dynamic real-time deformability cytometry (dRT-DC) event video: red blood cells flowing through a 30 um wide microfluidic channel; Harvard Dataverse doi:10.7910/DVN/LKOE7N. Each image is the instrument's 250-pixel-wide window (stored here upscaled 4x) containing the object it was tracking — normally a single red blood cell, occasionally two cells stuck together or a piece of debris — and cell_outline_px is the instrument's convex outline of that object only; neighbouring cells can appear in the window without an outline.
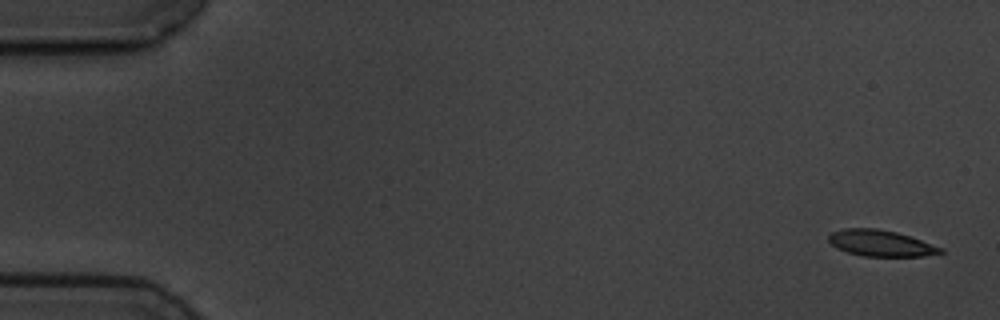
{"species": "common noctule bat (a hibernating species)", "species_latin": "Nyctalus noctula", "temperature_condition": "cold", "stored_images_in_passage": 5, "camera_frame_rate_fps": 3000, "um_per_image_px": 0.085, "animal": {"sex": "male", "body_mass_g": 19.5, "forearm_length_mm": 54.6}, "frame": {"image": 1, "passage_image": 1, "time_ms": 0.0, "image_size_px": [1000, 320], "cell_outline_px": [[944, 252], [924, 256], [864, 256], [848, 252], [836, 248], [828, 240], [828, 236], [832, 232], [844, 228], [876, 228], [896, 232], [944, 248]], "centroid_in_image_um": [74.85, 20.67], "position_along_channel_um": 10.2, "area_um2": 16.94}}
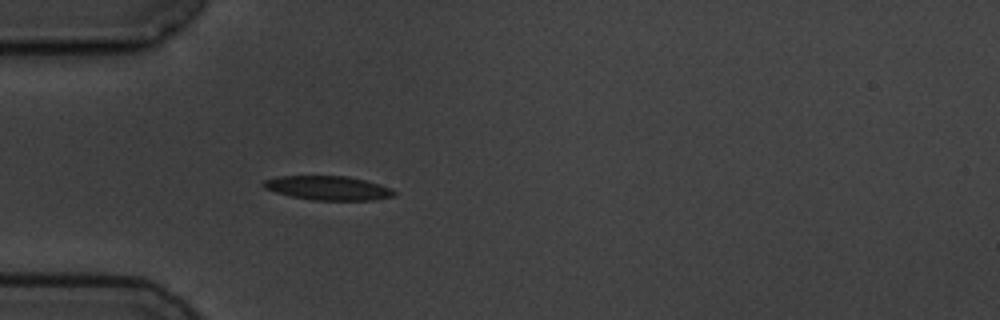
{"frame": {"image": 2, "passage_image": 5, "time_ms": 5.0, "image_size_px": [1000, 320], "cell_outline_px": [[396, 196], [372, 200], [312, 200], [292, 196], [276, 192], [264, 188], [260, 184], [264, 180], [276, 176], [348, 176], [380, 184], [392, 188], [396, 192]], "centroid_in_image_um": [27.89, 15.98], "position_along_channel_um": 57.1, "area_um2": 18.44}}